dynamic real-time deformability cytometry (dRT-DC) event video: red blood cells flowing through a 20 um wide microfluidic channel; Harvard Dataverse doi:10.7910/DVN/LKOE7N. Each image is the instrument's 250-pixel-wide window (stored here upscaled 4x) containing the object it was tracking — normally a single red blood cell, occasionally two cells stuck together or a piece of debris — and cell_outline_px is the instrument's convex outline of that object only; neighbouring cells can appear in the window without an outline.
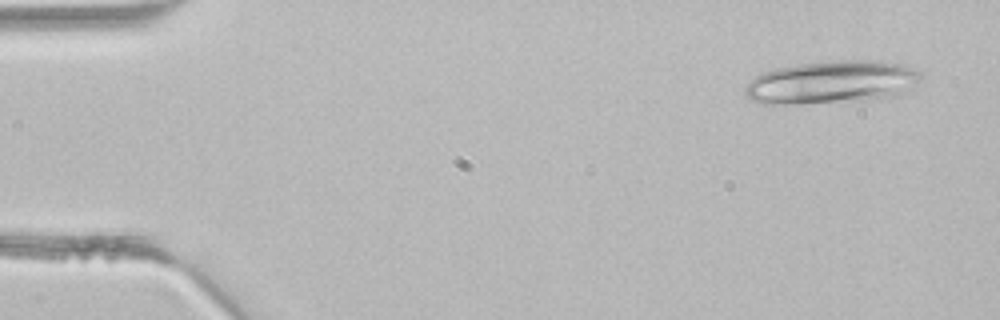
{"species": "common noctule bat (a hibernating species)", "species_latin": "Nyctalus noctula", "temperature_condition": "room temperature", "stored_images_in_passage": 4, "camera_frame_rate_fps": 3000, "um_per_image_px": 0.085, "animal": {"sex": "male", "body_mass_g": 21.5, "forearm_length_mm": 52.0}, "frame": {"image": 1, "passage_image": 1, "time_ms": 0.0, "image_size_px": [1000, 320], "cell_outline_px": [[920, 76], [916, 88], [908, 92], [896, 96], [864, 100], [800, 104], [764, 104], [752, 100], [744, 92], [744, 88], [748, 80], [764, 72], [776, 68], [800, 64], [836, 60], [880, 60], [904, 64], [916, 68], [920, 72]], "centroid_in_image_um": [70.75, 6.99], "position_along_channel_um": 14.2, "area_um2": 44.56}}